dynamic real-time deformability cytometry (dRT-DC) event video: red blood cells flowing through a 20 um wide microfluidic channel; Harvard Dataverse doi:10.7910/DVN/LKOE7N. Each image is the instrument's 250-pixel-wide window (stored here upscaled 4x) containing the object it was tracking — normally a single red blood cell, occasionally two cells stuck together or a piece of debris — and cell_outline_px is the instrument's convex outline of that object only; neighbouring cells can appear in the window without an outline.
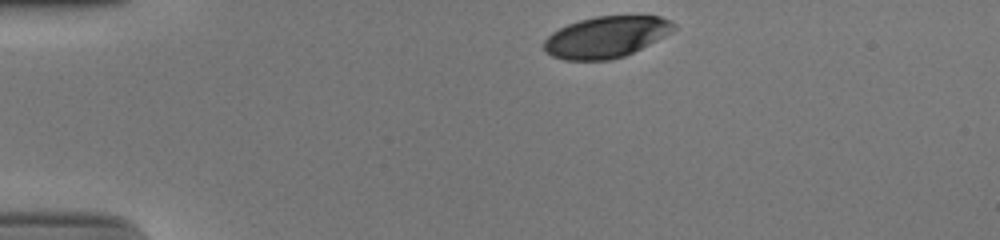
{"species": "human", "species_latin": "Homo sapiens", "temperature_condition": "cold", "stored_images_in_passage": 34, "camera_frame_rate_fps": 3000, "um_per_image_px": 0.085, "donor": {"sex": "male"}, "frame": {"image": 1, "passage_image": 1, "time_ms": 0.0, "image_size_px": [1000, 240], "cell_outline_px": [[676, 28], [672, 32], [624, 56], [608, 60], [564, 60], [552, 56], [544, 52], [544, 40], [552, 32], [568, 24], [580, 20], [596, 16], [660, 16], [672, 20], [676, 24]], "centroid_in_image_um": [51.51, 3.14], "position_along_channel_um": 33.5, "area_um2": 31.15}}
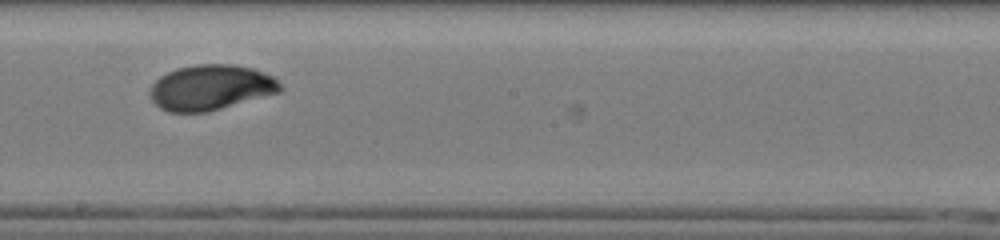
{"frame": {"image": 2, "passage_image": 21, "time_ms": 6.667, "image_size_px": [1000, 240], "cell_outline_px": [[284, 88], [280, 92], [208, 112], [168, 112], [160, 108], [152, 100], [148, 92], [152, 84], [160, 76], [176, 68], [196, 64], [232, 64], [252, 68], [272, 76]], "centroid_in_image_um": [17.89, 7.44], "position_along_channel_um": 230.3, "area_um2": 34.45}}
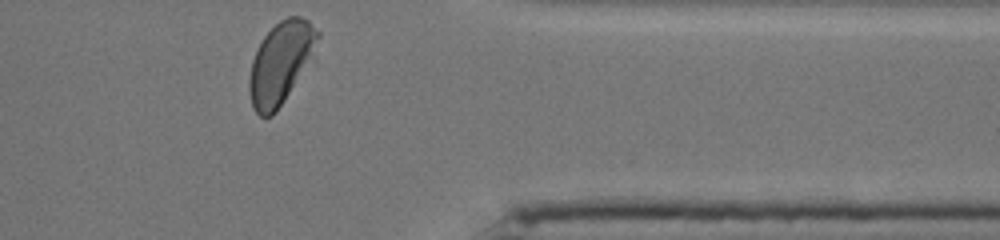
{"frame": {"image": 3, "passage_image": 34, "time_ms": 11.0, "image_size_px": [1000, 240], "cell_outline_px": [[320, 36], [308, 60], [284, 100], [276, 112], [272, 116], [260, 116], [252, 108], [248, 88], [248, 80], [252, 60], [264, 36], [280, 20], [288, 16], [300, 16], [308, 20], [320, 32]], "centroid_in_image_um": [23.81, 5.33], "position_along_channel_um": 387.6, "area_um2": 31.67}, "authors_computed_cell_mechanics": {"area_um2": 34.2465, "velocity_mm_per_s": 3.8752, "shape_relaxation_time_tau1_ms": 3.4586, "shape_relaxation_time_tau2_ms": null, "deformation_change_tau1": 0.1556, "deformation_change_tau2": null}}